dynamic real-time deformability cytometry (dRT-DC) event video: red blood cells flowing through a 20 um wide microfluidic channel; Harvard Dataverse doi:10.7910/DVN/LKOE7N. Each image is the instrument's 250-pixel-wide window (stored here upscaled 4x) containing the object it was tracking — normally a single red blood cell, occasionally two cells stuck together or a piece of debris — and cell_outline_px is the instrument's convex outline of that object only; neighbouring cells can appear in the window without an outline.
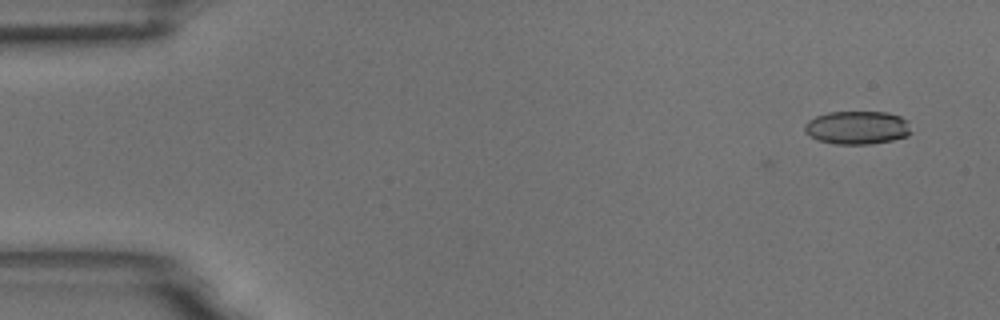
{"species": "common noctule bat (a hibernating species)", "species_latin": "Nyctalus noctula", "temperature_condition": "room temperature", "stored_images_in_passage": 5, "camera_frame_rate_fps": 3000, "um_per_image_px": 0.085, "animal": {"sex": "male", "body_mass_g": 18.8}, "frame": {"image": 1, "passage_image": 5, "time_ms": 1.333, "image_size_px": [1000, 320], "cell_outline_px": [[912, 132], [908, 136], [892, 140], [868, 144], [836, 144], [816, 140], [804, 132], [804, 124], [808, 120], [816, 116], [828, 112], [888, 112], [900, 116], [908, 120]], "centroid_in_image_um": [72.87, 10.84], "position_along_channel_um": 12.1, "area_um2": 20.92}}